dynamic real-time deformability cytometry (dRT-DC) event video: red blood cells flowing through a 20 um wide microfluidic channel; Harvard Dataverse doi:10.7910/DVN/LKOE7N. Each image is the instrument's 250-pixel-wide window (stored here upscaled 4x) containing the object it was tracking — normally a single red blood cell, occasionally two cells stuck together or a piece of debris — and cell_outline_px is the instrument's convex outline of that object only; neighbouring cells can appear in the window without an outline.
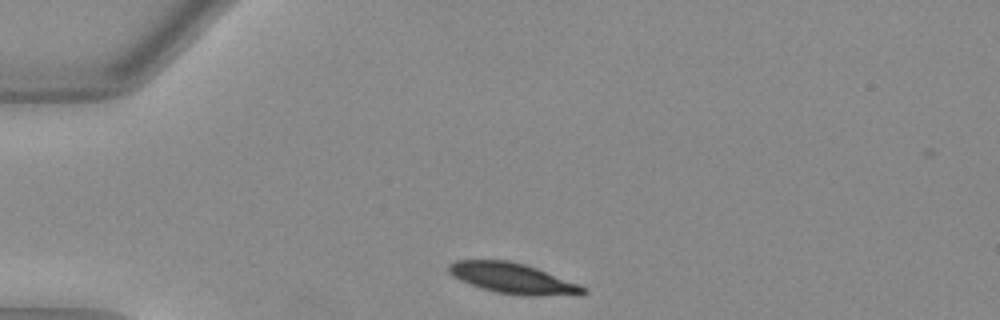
{"species": "Egyptian fruit bat (a non-hibernating species)", "species_latin": "Rousettus aegyptiacus", "temperature_condition": "warm", "stored_images_in_passage": 31, "camera_frame_rate_fps": 3000, "um_per_image_px": 0.085, "animal": {"sex": "female"}, "frame": {"image": 1, "passage_image": 1, "time_ms": 0.0, "image_size_px": [1000, 320], "cell_outline_px": [[588, 292], [536, 296], [524, 296], [496, 292], [480, 288], [468, 284], [452, 276], [448, 272], [448, 264], [456, 260], [508, 260], [524, 264], [536, 268], [580, 284]], "centroid_in_image_um": [43.49, 23.64], "position_along_channel_um": 41.5, "area_um2": 23.64}}
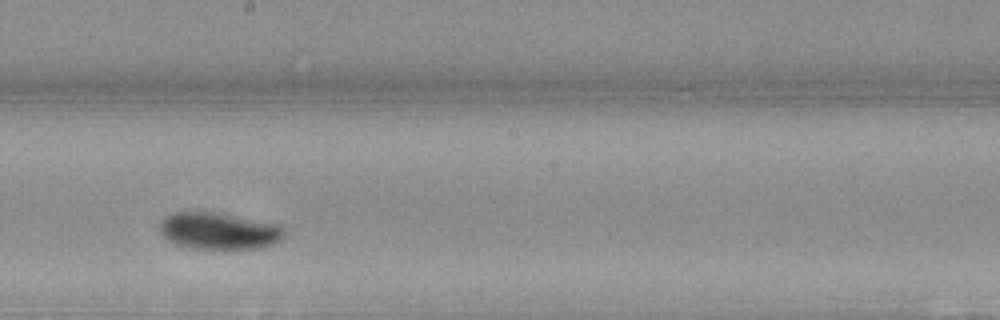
{"frame": {"image": 2, "passage_image": 18, "time_ms": 5.667, "image_size_px": [1000, 320], "cell_outline_px": [[284, 236], [280, 240], [272, 244], [260, 248], [184, 248], [172, 244], [160, 232], [160, 220], [164, 216], [176, 212], [220, 212], [280, 224], [284, 228]], "centroid_in_image_um": [18.59, 19.62], "position_along_channel_um": 229.6, "area_um2": 27.05}}
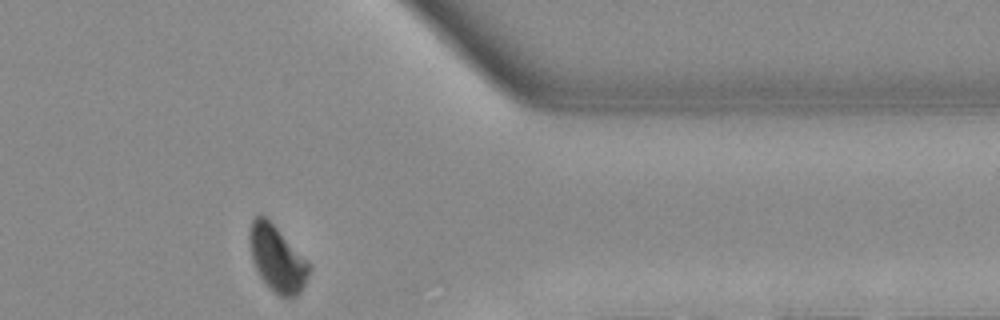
{"frame": {"image": 3, "passage_image": 31, "time_ms": 10.0, "image_size_px": [1000, 320], "cell_outline_px": [[312, 268], [300, 292], [296, 296], [288, 300], [280, 296], [260, 276], [252, 260], [248, 240], [248, 236], [252, 220], [256, 216], [264, 216], [276, 228]], "centroid_in_image_um": [23.53, 22.02], "position_along_channel_um": 387.9, "area_um2": 22.14}, "authors_computed_cell_mechanics": {"area_um2": 25.7788, "velocity_mm_per_s": 3.9566, "shape_relaxation_time_tau1_ms": 2.9188, "shape_relaxation_time_tau2_ms": null, "deformation_change_tau1": 0.1643, "deformation_change_tau2": null}}